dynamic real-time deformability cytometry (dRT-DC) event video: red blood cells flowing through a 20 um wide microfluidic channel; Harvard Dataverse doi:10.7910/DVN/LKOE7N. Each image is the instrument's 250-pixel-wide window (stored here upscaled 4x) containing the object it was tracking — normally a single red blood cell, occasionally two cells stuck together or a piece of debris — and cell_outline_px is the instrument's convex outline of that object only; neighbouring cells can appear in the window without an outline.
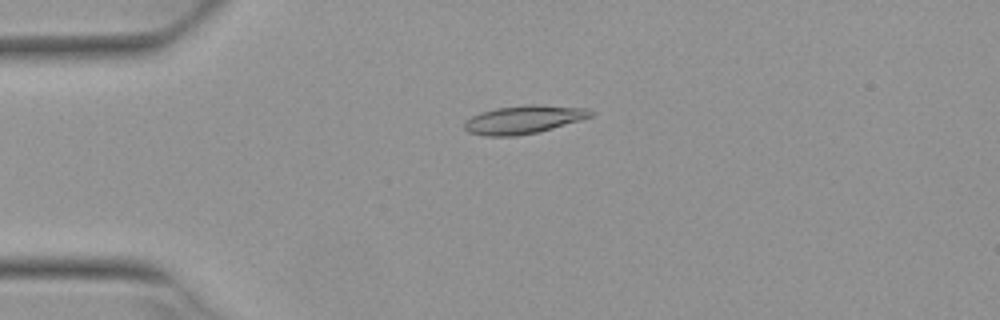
{"species": "Egyptian fruit bat (a non-hibernating species)", "species_latin": "Rousettus aegyptiacus", "temperature_condition": "warm", "stored_images_in_passage": 4, "camera_frame_rate_fps": 3000, "um_per_image_px": 0.085, "animal": {"sex": "female"}, "frame": {"image": 1, "passage_image": 3, "time_ms": 0.667, "image_size_px": [1000, 320], "cell_outline_px": [[596, 112], [592, 116], [580, 120], [552, 128], [536, 132], [516, 136], [484, 136], [468, 132], [464, 128], [464, 124], [472, 116], [480, 112], [496, 108], [524, 104], [536, 104], [588, 108]], "centroid_in_image_um": [44.52, 10.15], "position_along_channel_um": 40.5, "area_um2": 20.81}}